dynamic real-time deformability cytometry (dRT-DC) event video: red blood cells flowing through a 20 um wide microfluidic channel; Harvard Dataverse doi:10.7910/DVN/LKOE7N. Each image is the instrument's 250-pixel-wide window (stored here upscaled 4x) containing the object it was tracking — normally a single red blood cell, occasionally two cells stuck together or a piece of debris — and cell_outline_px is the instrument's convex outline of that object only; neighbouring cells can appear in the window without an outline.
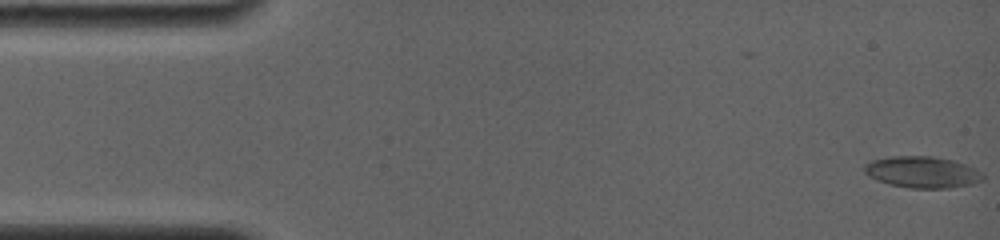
{"species": "common noctule bat (a hibernating species)", "species_latin": "Nyctalus noctula", "temperature_condition": "room temperature", "stored_images_in_passage": 11, "camera_frame_rate_fps": 4000, "um_per_image_px": 0.085, "animal": {"sex": "female", "body_mass_g": 19.0, "forearm_length_mm": 56.7}, "frame": {"image": 1, "passage_image": 1, "time_ms": 0.0, "image_size_px": [1000, 240], "cell_outline_px": [[984, 180], [972, 184], [948, 188], [908, 188], [888, 184], [868, 176], [864, 172], [864, 164], [872, 160], [892, 156], [932, 156], [952, 160], [976, 168], [984, 172]], "centroid_in_image_um": [78.41, 14.63], "position_along_channel_um": 6.6, "area_um2": 21.91}}